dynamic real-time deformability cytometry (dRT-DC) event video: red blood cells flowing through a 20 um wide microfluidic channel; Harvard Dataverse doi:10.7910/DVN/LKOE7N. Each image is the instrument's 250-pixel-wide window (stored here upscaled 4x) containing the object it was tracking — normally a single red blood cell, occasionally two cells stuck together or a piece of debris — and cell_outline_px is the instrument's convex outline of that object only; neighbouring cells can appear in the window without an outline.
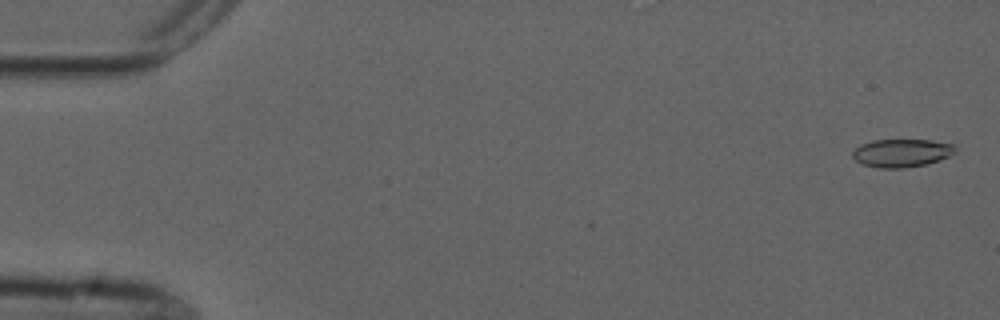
{"species": "common noctule bat (a hibernating species)", "species_latin": "Nyctalus noctula", "temperature_condition": "cold", "stored_images_in_passage": 55, "camera_frame_rate_fps": 3000, "um_per_image_px": 0.085, "animal": {"sex": "male", "forearm_length_mm": 52.5}, "frame": {"image": 1, "passage_image": 2, "time_ms": 0.333, "image_size_px": [1000, 320], "cell_outline_px": [[956, 152], [940, 160], [928, 164], [904, 168], [880, 168], [864, 164], [856, 160], [852, 156], [852, 152], [860, 144], [872, 140], [932, 140], [952, 144], [956, 148]], "centroid_in_image_um": [76.65, 13.0], "position_along_channel_um": 8.3, "area_um2": 16.82}}
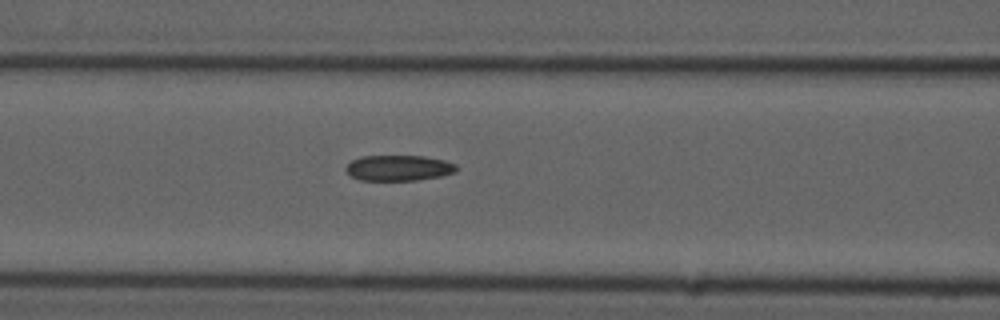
{"frame": {"image": 2, "passage_image": 23, "time_ms": 7.333, "image_size_px": [1000, 320], "cell_outline_px": [[456, 172], [440, 176], [416, 180], [360, 180], [352, 176], [344, 168], [352, 160], [360, 156], [424, 156], [444, 160], [456, 164]], "centroid_in_image_um": [33.88, 14.27], "position_along_channel_um": 132.7, "area_um2": 16.42}}
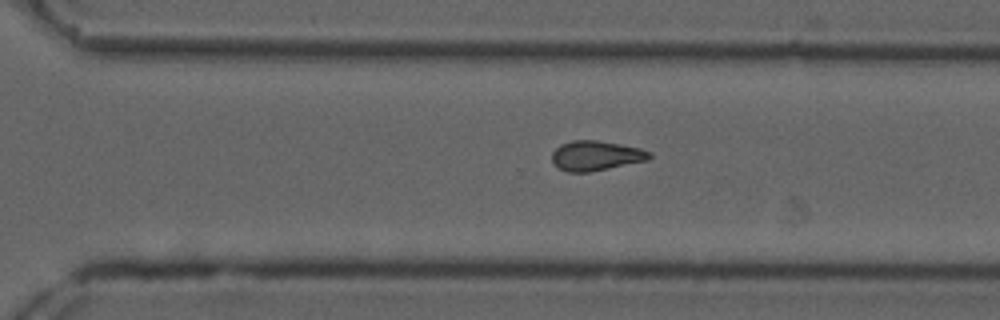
{"frame": {"image": 3, "passage_image": 38, "time_ms": 12.333, "image_size_px": [1000, 320], "cell_outline_px": [[652, 156], [648, 160], [588, 172], [568, 172], [552, 164], [552, 152], [560, 144], [572, 140], [596, 140], [620, 144], [640, 148], [652, 152]], "centroid_in_image_um": [50.64, 13.22], "position_along_channel_um": 320.0, "area_um2": 16.94}, "authors_computed_cell_mechanics": {"area_um2": 16.9354, "velocity_mm_per_s": 3.753, "shape_relaxation_time_tau1_ms": null, "shape_relaxation_time_tau2_ms": 3.8526, "deformation_change_tau1": null, "deformation_change_tau2": 0.0977}}